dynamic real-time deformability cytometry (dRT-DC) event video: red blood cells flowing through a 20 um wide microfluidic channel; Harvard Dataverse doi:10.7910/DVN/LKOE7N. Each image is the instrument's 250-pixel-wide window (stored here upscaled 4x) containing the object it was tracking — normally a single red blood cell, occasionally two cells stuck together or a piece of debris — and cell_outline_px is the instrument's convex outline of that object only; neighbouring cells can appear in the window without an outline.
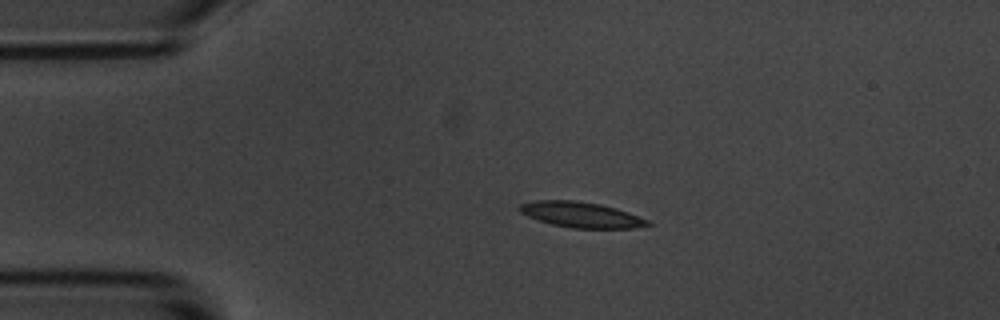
{"species": "common noctule bat (a hibernating species)", "species_latin": "Nyctalus noctula", "temperature_condition": "room temperature", "stored_images_in_passage": 5, "camera_frame_rate_fps": 3000, "um_per_image_px": 0.085, "animal": {"sex": "male", "body_mass_g": 20.1, "forearm_length_mm": 53.5}, "frame": {"image": 1, "passage_image": 4, "time_ms": 3.333, "image_size_px": [1000, 320], "cell_outline_px": [[652, 224], [636, 228], [572, 228], [552, 224], [528, 216], [520, 212], [516, 208], [520, 204], [536, 200], [576, 200], [600, 204], [616, 208], [628, 212], [648, 220]], "centroid_in_image_um": [49.38, 18.24], "position_along_channel_um": 35.6, "area_um2": 19.02}}